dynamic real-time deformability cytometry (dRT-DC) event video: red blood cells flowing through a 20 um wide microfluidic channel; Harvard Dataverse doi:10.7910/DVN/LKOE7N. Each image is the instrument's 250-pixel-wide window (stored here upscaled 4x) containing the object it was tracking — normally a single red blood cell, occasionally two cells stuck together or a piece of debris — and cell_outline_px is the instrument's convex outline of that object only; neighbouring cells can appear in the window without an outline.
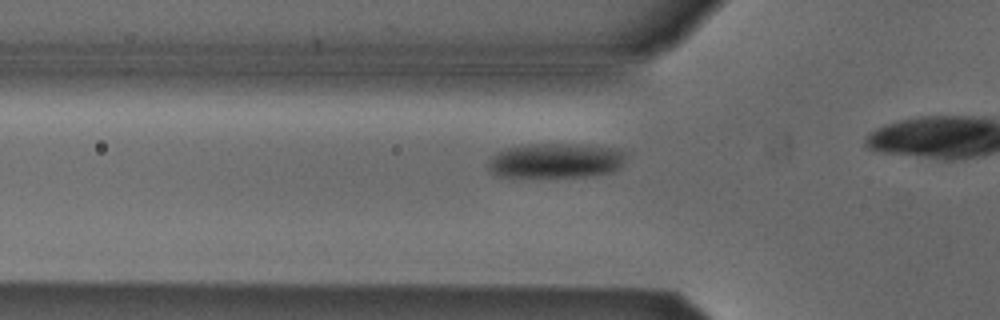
{"species": "Egyptian fruit bat (a non-hibernating species)", "species_latin": "Rousettus aegyptiacus", "temperature_condition": "cold", "stored_images_in_passage": 19, "camera_frame_rate_fps": 3000, "um_per_image_px": 0.085, "animal": {"sex": "male"}, "frame": {"image": 1, "passage_image": 14, "time_ms": 4.333, "image_size_px": [1000, 320], "cell_outline_px": [[628, 152], [620, 168], [612, 172], [588, 176], [496, 176], [488, 168], [488, 164], [492, 156], [496, 152], [508, 148], [528, 144], [588, 144], [616, 148]], "centroid_in_image_um": [47.3, 13.63], "position_along_channel_um": 78.5, "area_um2": 28.03}}